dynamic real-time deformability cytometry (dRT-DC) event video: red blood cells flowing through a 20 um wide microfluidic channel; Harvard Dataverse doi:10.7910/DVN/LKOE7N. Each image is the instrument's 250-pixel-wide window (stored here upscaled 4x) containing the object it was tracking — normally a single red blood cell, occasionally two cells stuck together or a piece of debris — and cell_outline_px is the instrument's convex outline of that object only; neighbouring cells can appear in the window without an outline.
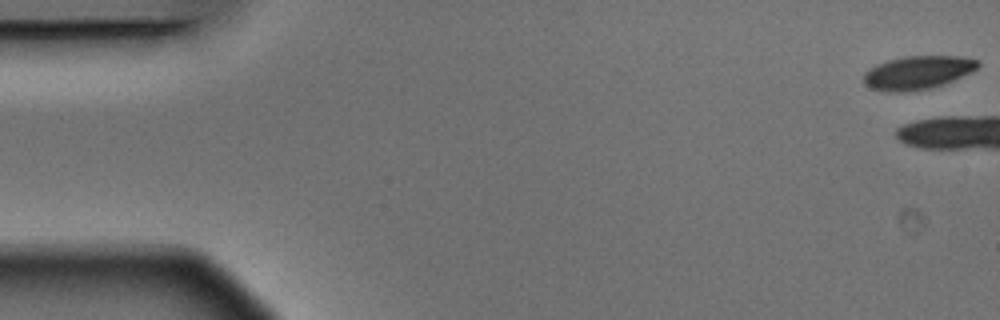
{"species": "Egyptian fruit bat (a non-hibernating species)", "species_latin": "Rousettus aegyptiacus", "temperature_condition": "warm", "stored_images_in_passage": 4, "camera_frame_rate_fps": 3000, "um_per_image_px": 0.085, "animal": {"sex": "male"}, "frame": {"image": 1, "passage_image": 1, "time_ms": 0.0, "image_size_px": [1000, 320], "cell_outline_px": [[980, 64], [972, 72], [944, 84], [928, 88], [904, 92], [884, 92], [872, 88], [864, 84], [864, 72], [868, 68], [876, 64], [888, 60], [904, 56], [960, 56], [976, 60]], "centroid_in_image_um": [77.96, 6.17], "position_along_channel_um": 7.0, "area_um2": 22.25}}